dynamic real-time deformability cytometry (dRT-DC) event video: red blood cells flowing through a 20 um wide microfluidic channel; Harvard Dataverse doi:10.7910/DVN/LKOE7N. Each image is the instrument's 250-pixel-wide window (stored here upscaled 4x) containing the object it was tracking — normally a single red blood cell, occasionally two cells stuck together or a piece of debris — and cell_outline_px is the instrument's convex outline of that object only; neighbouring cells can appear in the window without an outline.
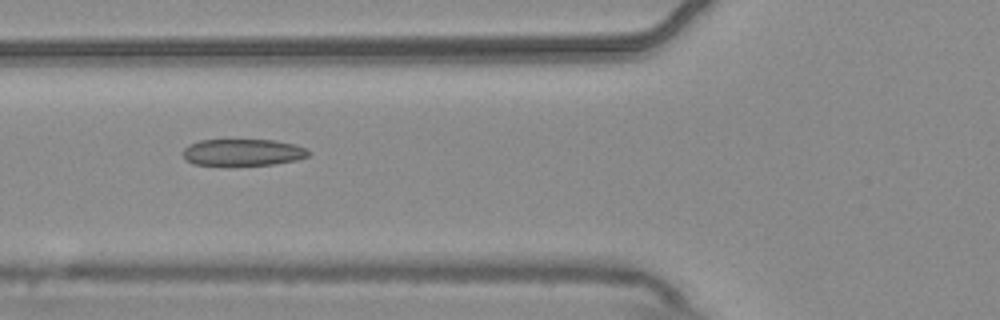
{"species": "common noctule bat (a hibernating species)", "species_latin": "Nyctalus noctula", "temperature_condition": "warm", "stored_images_in_passage": 8, "camera_frame_rate_fps": 3000, "um_per_image_px": 0.085, "animal": {"sex": "male", "body_mass_g": 20.4}, "frame": {"image": 1, "passage_image": 5, "time_ms": 1.333, "image_size_px": [1000, 320], "cell_outline_px": [[312, 152], [308, 156], [296, 160], [272, 164], [224, 168], [192, 164], [184, 156], [184, 148], [188, 144], [200, 140], [276, 140], [296, 144], [308, 148]], "centroid_in_image_um": [20.64, 12.99], "position_along_channel_um": 105.2, "area_um2": 20.52}}
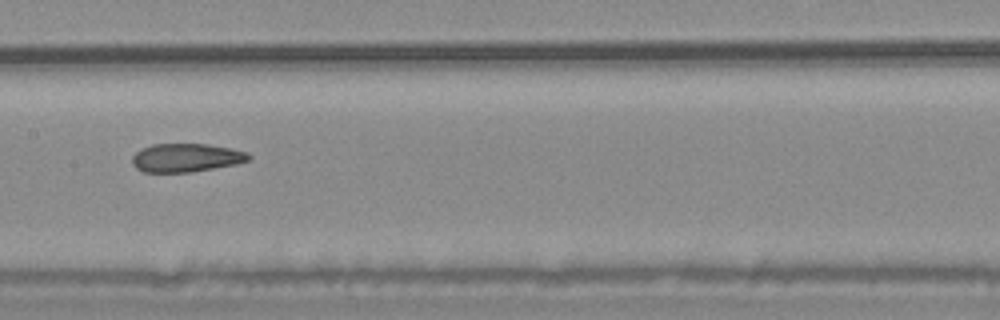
{"frame": {"image": 2, "passage_image": 7, "time_ms": 2.0, "image_size_px": [1000, 320], "cell_outline_px": [[252, 156], [248, 160], [236, 164], [192, 172], [144, 172], [136, 168], [132, 164], [132, 156], [140, 148], [152, 144], [208, 144], [232, 148], [248, 152]], "centroid_in_image_um": [15.82, 13.4], "position_along_channel_um": 191.6, "area_um2": 19.48}}
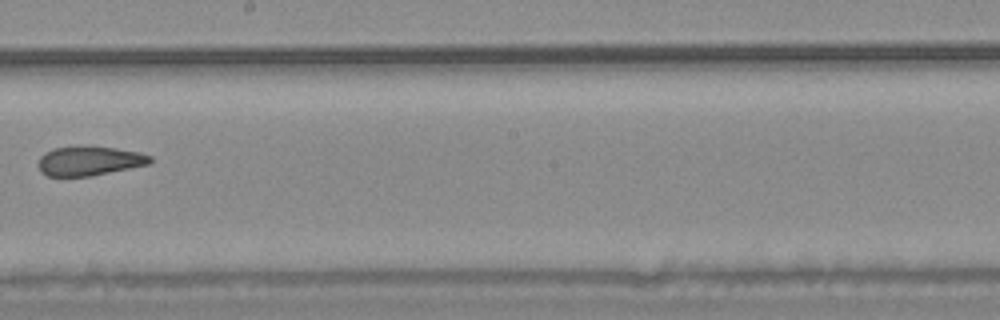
{"frame": {"image": 3, "passage_image": 8, "time_ms": 2.333, "image_size_px": [1000, 320], "cell_outline_px": [[152, 160], [148, 164], [92, 176], [48, 176], [40, 172], [40, 156], [44, 152], [52, 148], [80, 144], [116, 148], [140, 152], [152, 156]], "centroid_in_image_um": [7.58, 13.64], "position_along_channel_um": 240.6, "area_um2": 19.48}}